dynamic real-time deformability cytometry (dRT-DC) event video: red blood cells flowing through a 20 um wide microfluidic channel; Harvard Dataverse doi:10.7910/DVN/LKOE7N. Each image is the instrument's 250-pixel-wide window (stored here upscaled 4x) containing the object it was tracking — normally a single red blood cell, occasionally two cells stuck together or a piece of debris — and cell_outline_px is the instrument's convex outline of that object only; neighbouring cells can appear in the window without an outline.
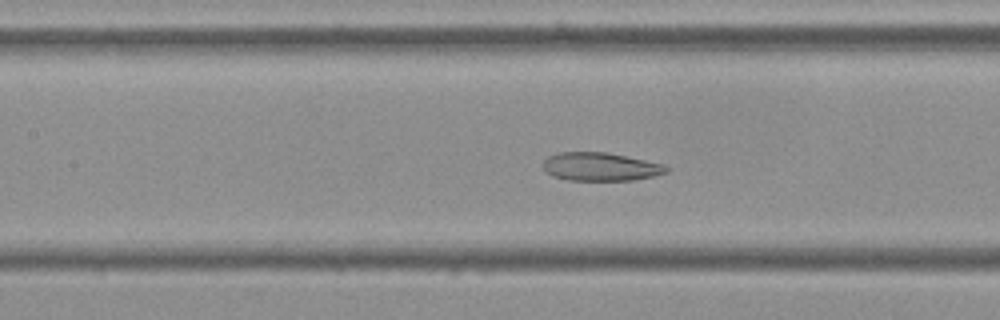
{"species": "Egyptian fruit bat (a non-hibernating species)", "species_latin": "Rousettus aegyptiacus", "temperature_condition": "cold", "stored_images_in_passage": 31, "camera_frame_rate_fps": 3000, "um_per_image_px": 0.085, "frame": {"image": 1, "passage_image": 10, "time_ms": 3.0, "image_size_px": [1000, 320], "cell_outline_px": [[668, 172], [656, 176], [632, 180], [568, 180], [552, 176], [544, 172], [544, 160], [548, 156], [556, 152], [608, 152], [664, 164], [668, 168]], "centroid_in_image_um": [51.03, 14.17], "position_along_channel_um": 156.4, "area_um2": 20.52}}
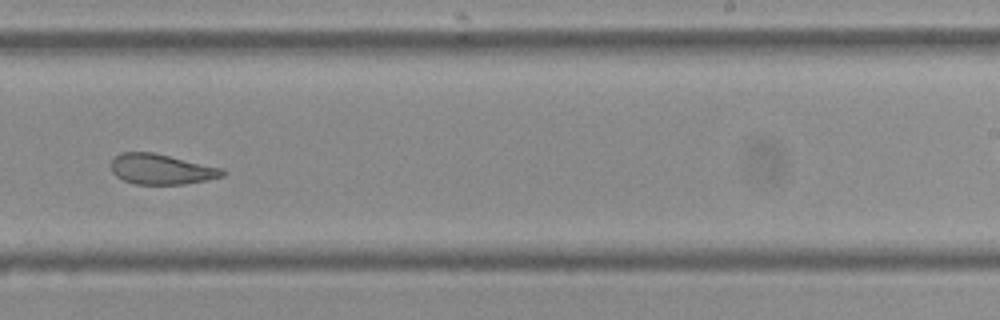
{"frame": {"image": 2, "passage_image": 20, "time_ms": 6.333, "image_size_px": [1000, 320], "cell_outline_px": [[228, 172], [224, 176], [208, 180], [184, 184], [136, 184], [124, 180], [116, 176], [112, 172], [112, 160], [120, 152], [152, 152], [224, 168]], "centroid_in_image_um": [13.76, 14.38], "position_along_channel_um": 275.2, "area_um2": 19.77}}
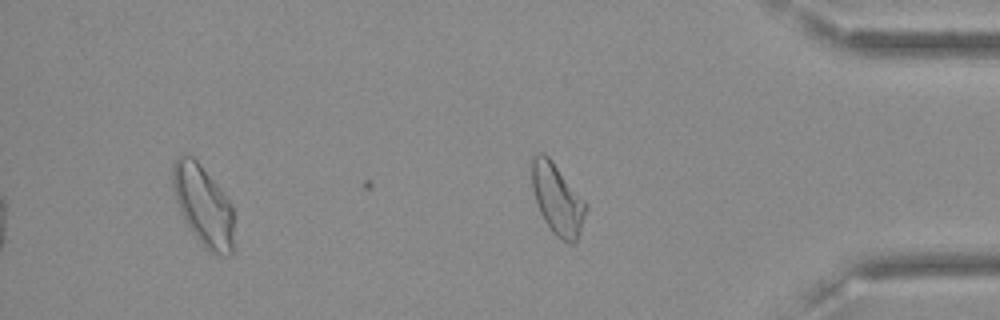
{"frame": {"image": 3, "passage_image": 31, "time_ms": 10.0, "image_size_px": [1000, 320], "cell_outline_px": [[588, 208], [576, 240], [572, 244], [556, 236], [552, 232], [544, 220], [540, 212], [532, 188], [532, 156], [536, 152], [544, 152], [552, 160], [588, 204]], "centroid_in_image_um": [47.37, 16.89], "position_along_channel_um": 387.8, "area_um2": 22.2}, "authors_computed_cell_mechanics": {"area_um2": 20.23, "velocity_mm_per_s": 3.5783, "shape_relaxation_time_tau1_ms": null, "shape_relaxation_time_tau2_ms": 2.0015, "deformation_change_tau1": null, "deformation_change_tau2": 0.0945}}